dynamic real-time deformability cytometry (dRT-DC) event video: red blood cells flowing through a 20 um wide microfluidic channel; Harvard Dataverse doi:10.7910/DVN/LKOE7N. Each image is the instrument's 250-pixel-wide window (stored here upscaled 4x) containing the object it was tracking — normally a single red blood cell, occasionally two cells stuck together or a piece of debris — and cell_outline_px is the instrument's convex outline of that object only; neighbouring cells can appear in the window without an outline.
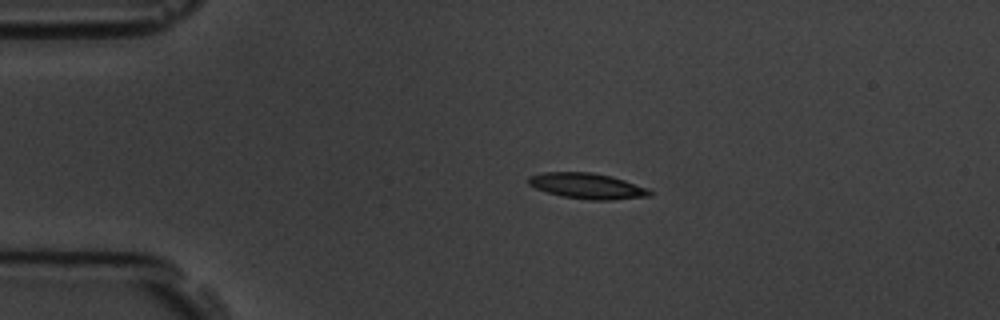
{"species": "common noctule bat (a hibernating species)", "species_latin": "Nyctalus noctula", "temperature_condition": "room temperature", "stored_images_in_passage": 3, "camera_frame_rate_fps": 3000, "um_per_image_px": 0.085, "animal": {"sex": "male", "body_mass_g": 19.5, "forearm_length_mm": 54.6}, "frame": {"image": 1, "passage_image": 2, "time_ms": 2.0, "image_size_px": [1000, 320], "cell_outline_px": [[652, 196], [612, 200], [588, 200], [564, 196], [548, 192], [536, 188], [528, 184], [528, 176], [544, 172], [592, 172], [612, 176], [648, 188], [652, 192]], "centroid_in_image_um": [49.94, 15.8], "position_along_channel_um": 35.1, "area_um2": 18.15}}